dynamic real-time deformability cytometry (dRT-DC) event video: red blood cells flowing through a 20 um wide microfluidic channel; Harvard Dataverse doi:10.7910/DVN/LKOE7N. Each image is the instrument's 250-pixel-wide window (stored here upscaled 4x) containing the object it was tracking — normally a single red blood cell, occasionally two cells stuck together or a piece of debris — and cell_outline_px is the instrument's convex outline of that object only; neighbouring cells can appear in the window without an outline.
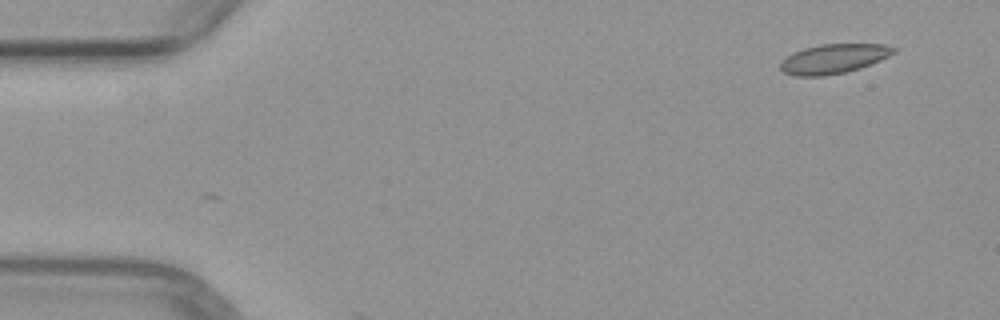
{"species": "common noctule bat (a hibernating species)", "species_latin": "Nyctalus noctula", "temperature_condition": "warm", "stored_images_in_passage": 2, "camera_frame_rate_fps": 3000, "um_per_image_px": 0.085, "animal": {"sex": "female", "body_mass_g": 29.2, "forearm_length_mm": 56.3}, "frame": {"image": 1, "passage_image": 2, "time_ms": 1.0, "image_size_px": [1000, 320], "cell_outline_px": [[896, 52], [880, 60], [860, 68], [844, 72], [824, 76], [792, 76], [784, 72], [780, 68], [780, 64], [792, 52], [804, 48], [820, 44], [884, 44], [896, 48]], "centroid_in_image_um": [70.85, 4.99], "position_along_channel_um": 14.1, "area_um2": 19.36}}